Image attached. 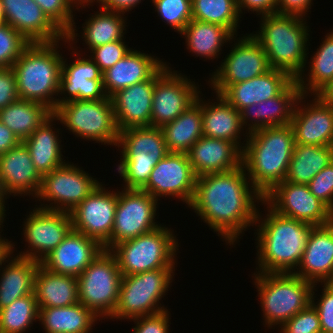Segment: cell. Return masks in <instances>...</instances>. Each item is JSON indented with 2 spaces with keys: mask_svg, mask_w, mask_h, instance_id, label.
<instances>
[{
  "mask_svg": "<svg viewBox=\"0 0 333 333\" xmlns=\"http://www.w3.org/2000/svg\"><path fill=\"white\" fill-rule=\"evenodd\" d=\"M6 201H5V199L2 197V195H1V193H0V227H3L4 225V223H3V221H4V218L6 217L5 215V212H6V210H5V205L4 204H6L5 203Z\"/></svg>",
  "mask_w": 333,
  "mask_h": 333,
  "instance_id": "94428289",
  "label": "cell"
},
{
  "mask_svg": "<svg viewBox=\"0 0 333 333\" xmlns=\"http://www.w3.org/2000/svg\"><path fill=\"white\" fill-rule=\"evenodd\" d=\"M52 115L45 104L18 99L0 110V121L23 142Z\"/></svg>",
  "mask_w": 333,
  "mask_h": 333,
  "instance_id": "74e56055",
  "label": "cell"
},
{
  "mask_svg": "<svg viewBox=\"0 0 333 333\" xmlns=\"http://www.w3.org/2000/svg\"><path fill=\"white\" fill-rule=\"evenodd\" d=\"M294 274L313 284L333 283V221L312 227Z\"/></svg>",
  "mask_w": 333,
  "mask_h": 333,
  "instance_id": "4316f807",
  "label": "cell"
},
{
  "mask_svg": "<svg viewBox=\"0 0 333 333\" xmlns=\"http://www.w3.org/2000/svg\"><path fill=\"white\" fill-rule=\"evenodd\" d=\"M164 225L115 245L110 252L117 260L122 275H134L150 270L175 268L178 239ZM176 261V262H175Z\"/></svg>",
  "mask_w": 333,
  "mask_h": 333,
  "instance_id": "ba28073f",
  "label": "cell"
},
{
  "mask_svg": "<svg viewBox=\"0 0 333 333\" xmlns=\"http://www.w3.org/2000/svg\"><path fill=\"white\" fill-rule=\"evenodd\" d=\"M295 147L291 125L263 127L248 133L242 165L251 184L264 196L286 178Z\"/></svg>",
  "mask_w": 333,
  "mask_h": 333,
  "instance_id": "3957f363",
  "label": "cell"
},
{
  "mask_svg": "<svg viewBox=\"0 0 333 333\" xmlns=\"http://www.w3.org/2000/svg\"><path fill=\"white\" fill-rule=\"evenodd\" d=\"M280 333H320L322 332L318 313L310 303L287 322L280 326Z\"/></svg>",
  "mask_w": 333,
  "mask_h": 333,
  "instance_id": "7dc6e473",
  "label": "cell"
},
{
  "mask_svg": "<svg viewBox=\"0 0 333 333\" xmlns=\"http://www.w3.org/2000/svg\"><path fill=\"white\" fill-rule=\"evenodd\" d=\"M174 271L175 268H162L122 275L118 302L110 319L131 320L167 310L159 300L169 291Z\"/></svg>",
  "mask_w": 333,
  "mask_h": 333,
  "instance_id": "9c48e42d",
  "label": "cell"
},
{
  "mask_svg": "<svg viewBox=\"0 0 333 333\" xmlns=\"http://www.w3.org/2000/svg\"><path fill=\"white\" fill-rule=\"evenodd\" d=\"M294 79L286 72L271 68L253 79L231 86H211L229 104L241 112L244 108L279 95Z\"/></svg>",
  "mask_w": 333,
  "mask_h": 333,
  "instance_id": "d4e9b609",
  "label": "cell"
},
{
  "mask_svg": "<svg viewBox=\"0 0 333 333\" xmlns=\"http://www.w3.org/2000/svg\"><path fill=\"white\" fill-rule=\"evenodd\" d=\"M70 162L42 176L35 200L40 209L71 213L101 182ZM47 203H50L49 205Z\"/></svg>",
  "mask_w": 333,
  "mask_h": 333,
  "instance_id": "7c38bea8",
  "label": "cell"
},
{
  "mask_svg": "<svg viewBox=\"0 0 333 333\" xmlns=\"http://www.w3.org/2000/svg\"><path fill=\"white\" fill-rule=\"evenodd\" d=\"M117 147L122 150L117 170L125 189L141 190L156 163L169 153L161 128L152 126L121 130Z\"/></svg>",
  "mask_w": 333,
  "mask_h": 333,
  "instance_id": "8992f818",
  "label": "cell"
},
{
  "mask_svg": "<svg viewBox=\"0 0 333 333\" xmlns=\"http://www.w3.org/2000/svg\"><path fill=\"white\" fill-rule=\"evenodd\" d=\"M14 246L11 242V253L0 266V309L18 298L34 293V278L41 264L30 258L13 256Z\"/></svg>",
  "mask_w": 333,
  "mask_h": 333,
  "instance_id": "1f68e13d",
  "label": "cell"
},
{
  "mask_svg": "<svg viewBox=\"0 0 333 333\" xmlns=\"http://www.w3.org/2000/svg\"><path fill=\"white\" fill-rule=\"evenodd\" d=\"M54 121L56 122V117L52 115L23 141L41 176L66 163L62 155L63 146L60 145L62 141L59 137L60 129L53 127Z\"/></svg>",
  "mask_w": 333,
  "mask_h": 333,
  "instance_id": "d6a6232c",
  "label": "cell"
},
{
  "mask_svg": "<svg viewBox=\"0 0 333 333\" xmlns=\"http://www.w3.org/2000/svg\"><path fill=\"white\" fill-rule=\"evenodd\" d=\"M88 57L79 56L70 64L63 57L58 95L64 97L57 98L56 108L73 100L97 101L109 98L104 90L99 66Z\"/></svg>",
  "mask_w": 333,
  "mask_h": 333,
  "instance_id": "ffe728a7",
  "label": "cell"
},
{
  "mask_svg": "<svg viewBox=\"0 0 333 333\" xmlns=\"http://www.w3.org/2000/svg\"><path fill=\"white\" fill-rule=\"evenodd\" d=\"M34 294L39 309L74 305L79 302L77 277L50 272L40 264L34 278Z\"/></svg>",
  "mask_w": 333,
  "mask_h": 333,
  "instance_id": "836d02e7",
  "label": "cell"
},
{
  "mask_svg": "<svg viewBox=\"0 0 333 333\" xmlns=\"http://www.w3.org/2000/svg\"><path fill=\"white\" fill-rule=\"evenodd\" d=\"M41 180L42 176L35 168L23 142L0 155V193L4 199L12 194L35 197Z\"/></svg>",
  "mask_w": 333,
  "mask_h": 333,
  "instance_id": "cb8c5ba5",
  "label": "cell"
},
{
  "mask_svg": "<svg viewBox=\"0 0 333 333\" xmlns=\"http://www.w3.org/2000/svg\"><path fill=\"white\" fill-rule=\"evenodd\" d=\"M168 68L169 64L165 63L150 79L121 89L110 97L119 131L151 126L155 82Z\"/></svg>",
  "mask_w": 333,
  "mask_h": 333,
  "instance_id": "7402d4cb",
  "label": "cell"
},
{
  "mask_svg": "<svg viewBox=\"0 0 333 333\" xmlns=\"http://www.w3.org/2000/svg\"><path fill=\"white\" fill-rule=\"evenodd\" d=\"M191 6L192 19L219 24L237 37L241 18L237 0H191Z\"/></svg>",
  "mask_w": 333,
  "mask_h": 333,
  "instance_id": "b9f144b4",
  "label": "cell"
},
{
  "mask_svg": "<svg viewBox=\"0 0 333 333\" xmlns=\"http://www.w3.org/2000/svg\"><path fill=\"white\" fill-rule=\"evenodd\" d=\"M77 3V6H80L81 8H86V5L90 6L92 3L96 2V0H74Z\"/></svg>",
  "mask_w": 333,
  "mask_h": 333,
  "instance_id": "6125c7cd",
  "label": "cell"
},
{
  "mask_svg": "<svg viewBox=\"0 0 333 333\" xmlns=\"http://www.w3.org/2000/svg\"><path fill=\"white\" fill-rule=\"evenodd\" d=\"M5 24L4 16H0V27Z\"/></svg>",
  "mask_w": 333,
  "mask_h": 333,
  "instance_id": "e7e4bbea",
  "label": "cell"
},
{
  "mask_svg": "<svg viewBox=\"0 0 333 333\" xmlns=\"http://www.w3.org/2000/svg\"><path fill=\"white\" fill-rule=\"evenodd\" d=\"M118 191V202L110 240L103 250L155 230L161 224L155 222L158 200L140 189ZM158 223V224H157Z\"/></svg>",
  "mask_w": 333,
  "mask_h": 333,
  "instance_id": "4fadbf2b",
  "label": "cell"
},
{
  "mask_svg": "<svg viewBox=\"0 0 333 333\" xmlns=\"http://www.w3.org/2000/svg\"><path fill=\"white\" fill-rule=\"evenodd\" d=\"M170 314L167 309L157 314L131 319L136 325L133 333H170Z\"/></svg>",
  "mask_w": 333,
  "mask_h": 333,
  "instance_id": "816d5d0a",
  "label": "cell"
},
{
  "mask_svg": "<svg viewBox=\"0 0 333 333\" xmlns=\"http://www.w3.org/2000/svg\"><path fill=\"white\" fill-rule=\"evenodd\" d=\"M98 320L101 319L80 302L39 309V322L45 333H91Z\"/></svg>",
  "mask_w": 333,
  "mask_h": 333,
  "instance_id": "d590c367",
  "label": "cell"
},
{
  "mask_svg": "<svg viewBox=\"0 0 333 333\" xmlns=\"http://www.w3.org/2000/svg\"><path fill=\"white\" fill-rule=\"evenodd\" d=\"M301 95L297 81L293 80L276 97L244 108L240 112L243 127L249 133L263 127L290 124L296 103Z\"/></svg>",
  "mask_w": 333,
  "mask_h": 333,
  "instance_id": "83f0119b",
  "label": "cell"
},
{
  "mask_svg": "<svg viewBox=\"0 0 333 333\" xmlns=\"http://www.w3.org/2000/svg\"><path fill=\"white\" fill-rule=\"evenodd\" d=\"M197 177L234 170L242 165V151L231 141L202 136L187 152Z\"/></svg>",
  "mask_w": 333,
  "mask_h": 333,
  "instance_id": "f1b7e54d",
  "label": "cell"
},
{
  "mask_svg": "<svg viewBox=\"0 0 333 333\" xmlns=\"http://www.w3.org/2000/svg\"><path fill=\"white\" fill-rule=\"evenodd\" d=\"M263 204L267 206L268 213L263 217L260 209L257 212L256 264L259 267L254 273H294L301 262L313 225L279 215L264 201Z\"/></svg>",
  "mask_w": 333,
  "mask_h": 333,
  "instance_id": "7a4b0ae2",
  "label": "cell"
},
{
  "mask_svg": "<svg viewBox=\"0 0 333 333\" xmlns=\"http://www.w3.org/2000/svg\"><path fill=\"white\" fill-rule=\"evenodd\" d=\"M234 39L237 41H234L230 53L209 78L211 86H231L253 79L271 69L264 48L251 34Z\"/></svg>",
  "mask_w": 333,
  "mask_h": 333,
  "instance_id": "ac0fdd59",
  "label": "cell"
},
{
  "mask_svg": "<svg viewBox=\"0 0 333 333\" xmlns=\"http://www.w3.org/2000/svg\"><path fill=\"white\" fill-rule=\"evenodd\" d=\"M202 98L197 97L187 110L161 127L169 152L187 153L203 136Z\"/></svg>",
  "mask_w": 333,
  "mask_h": 333,
  "instance_id": "e575fe53",
  "label": "cell"
},
{
  "mask_svg": "<svg viewBox=\"0 0 333 333\" xmlns=\"http://www.w3.org/2000/svg\"><path fill=\"white\" fill-rule=\"evenodd\" d=\"M306 97L302 94L298 99L290 122L295 144L330 146L333 141V106L322 102L316 95L306 105Z\"/></svg>",
  "mask_w": 333,
  "mask_h": 333,
  "instance_id": "44dd1931",
  "label": "cell"
},
{
  "mask_svg": "<svg viewBox=\"0 0 333 333\" xmlns=\"http://www.w3.org/2000/svg\"><path fill=\"white\" fill-rule=\"evenodd\" d=\"M313 0H277V13L298 15L305 18ZM310 6V7H309Z\"/></svg>",
  "mask_w": 333,
  "mask_h": 333,
  "instance_id": "11a10c76",
  "label": "cell"
},
{
  "mask_svg": "<svg viewBox=\"0 0 333 333\" xmlns=\"http://www.w3.org/2000/svg\"><path fill=\"white\" fill-rule=\"evenodd\" d=\"M97 2L101 4L100 8L125 14L140 4L141 0H96L95 3Z\"/></svg>",
  "mask_w": 333,
  "mask_h": 333,
  "instance_id": "9f6ffc18",
  "label": "cell"
},
{
  "mask_svg": "<svg viewBox=\"0 0 333 333\" xmlns=\"http://www.w3.org/2000/svg\"><path fill=\"white\" fill-rule=\"evenodd\" d=\"M125 43L123 40H118L97 46L90 50V58L99 66L100 71L103 73L131 50Z\"/></svg>",
  "mask_w": 333,
  "mask_h": 333,
  "instance_id": "681fc988",
  "label": "cell"
},
{
  "mask_svg": "<svg viewBox=\"0 0 333 333\" xmlns=\"http://www.w3.org/2000/svg\"><path fill=\"white\" fill-rule=\"evenodd\" d=\"M30 44L10 25L0 27V68L12 67L23 50Z\"/></svg>",
  "mask_w": 333,
  "mask_h": 333,
  "instance_id": "bcb514c9",
  "label": "cell"
},
{
  "mask_svg": "<svg viewBox=\"0 0 333 333\" xmlns=\"http://www.w3.org/2000/svg\"><path fill=\"white\" fill-rule=\"evenodd\" d=\"M307 185L310 192L333 212V161Z\"/></svg>",
  "mask_w": 333,
  "mask_h": 333,
  "instance_id": "f907efd6",
  "label": "cell"
},
{
  "mask_svg": "<svg viewBox=\"0 0 333 333\" xmlns=\"http://www.w3.org/2000/svg\"><path fill=\"white\" fill-rule=\"evenodd\" d=\"M47 15V17L65 34L64 44L70 45L71 50L78 53L77 48L74 49L73 43L77 42L78 33L75 29L74 14L75 9H80L74 0H34ZM75 7V8H74ZM76 40V41H75ZM72 41V42H71ZM75 41V42H74ZM71 42V43H70ZM72 44V45H71ZM73 48V49H72Z\"/></svg>",
  "mask_w": 333,
  "mask_h": 333,
  "instance_id": "ee69618b",
  "label": "cell"
},
{
  "mask_svg": "<svg viewBox=\"0 0 333 333\" xmlns=\"http://www.w3.org/2000/svg\"><path fill=\"white\" fill-rule=\"evenodd\" d=\"M237 6L240 14L245 9L261 16L277 13V0H237Z\"/></svg>",
  "mask_w": 333,
  "mask_h": 333,
  "instance_id": "db71d44e",
  "label": "cell"
},
{
  "mask_svg": "<svg viewBox=\"0 0 333 333\" xmlns=\"http://www.w3.org/2000/svg\"><path fill=\"white\" fill-rule=\"evenodd\" d=\"M1 3L5 23L30 43H50L65 37L34 0H1Z\"/></svg>",
  "mask_w": 333,
  "mask_h": 333,
  "instance_id": "603a6c76",
  "label": "cell"
},
{
  "mask_svg": "<svg viewBox=\"0 0 333 333\" xmlns=\"http://www.w3.org/2000/svg\"><path fill=\"white\" fill-rule=\"evenodd\" d=\"M332 161L330 146L295 144L284 181L307 185Z\"/></svg>",
  "mask_w": 333,
  "mask_h": 333,
  "instance_id": "f35d334b",
  "label": "cell"
},
{
  "mask_svg": "<svg viewBox=\"0 0 333 333\" xmlns=\"http://www.w3.org/2000/svg\"><path fill=\"white\" fill-rule=\"evenodd\" d=\"M6 237H1L0 234V266L3 260L11 253V242Z\"/></svg>",
  "mask_w": 333,
  "mask_h": 333,
  "instance_id": "91938a15",
  "label": "cell"
},
{
  "mask_svg": "<svg viewBox=\"0 0 333 333\" xmlns=\"http://www.w3.org/2000/svg\"><path fill=\"white\" fill-rule=\"evenodd\" d=\"M253 275L264 316L262 322L269 329L281 326L311 303L314 284L294 273Z\"/></svg>",
  "mask_w": 333,
  "mask_h": 333,
  "instance_id": "52a82bcc",
  "label": "cell"
},
{
  "mask_svg": "<svg viewBox=\"0 0 333 333\" xmlns=\"http://www.w3.org/2000/svg\"><path fill=\"white\" fill-rule=\"evenodd\" d=\"M53 115L58 123L60 121L76 137L117 146L120 131L111 98L69 101L59 105Z\"/></svg>",
  "mask_w": 333,
  "mask_h": 333,
  "instance_id": "30bf717a",
  "label": "cell"
},
{
  "mask_svg": "<svg viewBox=\"0 0 333 333\" xmlns=\"http://www.w3.org/2000/svg\"><path fill=\"white\" fill-rule=\"evenodd\" d=\"M26 217L23 235L28 248L17 255L38 262L43 261L73 229L71 215L67 212L40 209L37 206Z\"/></svg>",
  "mask_w": 333,
  "mask_h": 333,
  "instance_id": "9a60e30c",
  "label": "cell"
},
{
  "mask_svg": "<svg viewBox=\"0 0 333 333\" xmlns=\"http://www.w3.org/2000/svg\"><path fill=\"white\" fill-rule=\"evenodd\" d=\"M99 11L82 25L81 38L89 51L97 46L125 39L127 22L126 17H123L124 13L103 8H99Z\"/></svg>",
  "mask_w": 333,
  "mask_h": 333,
  "instance_id": "ab89813d",
  "label": "cell"
},
{
  "mask_svg": "<svg viewBox=\"0 0 333 333\" xmlns=\"http://www.w3.org/2000/svg\"><path fill=\"white\" fill-rule=\"evenodd\" d=\"M316 285L317 283L312 288L311 304L318 313L322 332L333 333V283H324L320 299H317L318 301L315 300L317 296H314L316 295L314 291H317Z\"/></svg>",
  "mask_w": 333,
  "mask_h": 333,
  "instance_id": "c3c4849f",
  "label": "cell"
},
{
  "mask_svg": "<svg viewBox=\"0 0 333 333\" xmlns=\"http://www.w3.org/2000/svg\"><path fill=\"white\" fill-rule=\"evenodd\" d=\"M103 185L101 183L70 213L73 230L95 239L102 247L111 238L118 202V191L106 190Z\"/></svg>",
  "mask_w": 333,
  "mask_h": 333,
  "instance_id": "d6986e66",
  "label": "cell"
},
{
  "mask_svg": "<svg viewBox=\"0 0 333 333\" xmlns=\"http://www.w3.org/2000/svg\"><path fill=\"white\" fill-rule=\"evenodd\" d=\"M197 176L187 153L169 152L158 161L150 173L147 184L141 189L152 197H176L190 206L196 187Z\"/></svg>",
  "mask_w": 333,
  "mask_h": 333,
  "instance_id": "2e32d148",
  "label": "cell"
},
{
  "mask_svg": "<svg viewBox=\"0 0 333 333\" xmlns=\"http://www.w3.org/2000/svg\"><path fill=\"white\" fill-rule=\"evenodd\" d=\"M201 94L199 85L169 67L155 82L151 126L161 128L187 110Z\"/></svg>",
  "mask_w": 333,
  "mask_h": 333,
  "instance_id": "e0dca14e",
  "label": "cell"
},
{
  "mask_svg": "<svg viewBox=\"0 0 333 333\" xmlns=\"http://www.w3.org/2000/svg\"><path fill=\"white\" fill-rule=\"evenodd\" d=\"M34 321H39V306L34 293L0 309V333H24Z\"/></svg>",
  "mask_w": 333,
  "mask_h": 333,
  "instance_id": "7bdbcfd3",
  "label": "cell"
},
{
  "mask_svg": "<svg viewBox=\"0 0 333 333\" xmlns=\"http://www.w3.org/2000/svg\"><path fill=\"white\" fill-rule=\"evenodd\" d=\"M315 95L322 102L333 106V79L324 85Z\"/></svg>",
  "mask_w": 333,
  "mask_h": 333,
  "instance_id": "680465c9",
  "label": "cell"
},
{
  "mask_svg": "<svg viewBox=\"0 0 333 333\" xmlns=\"http://www.w3.org/2000/svg\"><path fill=\"white\" fill-rule=\"evenodd\" d=\"M310 59L312 61L306 62L309 66H305V70L306 67L309 68L308 75L306 76L303 72L296 80L301 93L307 96L315 95L333 79V29L326 34L321 45Z\"/></svg>",
  "mask_w": 333,
  "mask_h": 333,
  "instance_id": "60d3db41",
  "label": "cell"
},
{
  "mask_svg": "<svg viewBox=\"0 0 333 333\" xmlns=\"http://www.w3.org/2000/svg\"><path fill=\"white\" fill-rule=\"evenodd\" d=\"M330 147H331L332 158H333V141L331 142V145H330Z\"/></svg>",
  "mask_w": 333,
  "mask_h": 333,
  "instance_id": "03108f58",
  "label": "cell"
},
{
  "mask_svg": "<svg viewBox=\"0 0 333 333\" xmlns=\"http://www.w3.org/2000/svg\"><path fill=\"white\" fill-rule=\"evenodd\" d=\"M18 99L19 94L13 68H0V110Z\"/></svg>",
  "mask_w": 333,
  "mask_h": 333,
  "instance_id": "f5cc1de1",
  "label": "cell"
},
{
  "mask_svg": "<svg viewBox=\"0 0 333 333\" xmlns=\"http://www.w3.org/2000/svg\"><path fill=\"white\" fill-rule=\"evenodd\" d=\"M215 95L217 102L214 103L202 99L203 136L229 140L242 151L248 132L244 131L240 112L221 95ZM240 132H246V136ZM241 135L245 137L242 141L244 144L241 142Z\"/></svg>",
  "mask_w": 333,
  "mask_h": 333,
  "instance_id": "4dcf8cb0",
  "label": "cell"
},
{
  "mask_svg": "<svg viewBox=\"0 0 333 333\" xmlns=\"http://www.w3.org/2000/svg\"><path fill=\"white\" fill-rule=\"evenodd\" d=\"M60 41L30 43L12 65L16 76L19 99L45 104L56 109L63 56ZM55 95V97H54Z\"/></svg>",
  "mask_w": 333,
  "mask_h": 333,
  "instance_id": "5b68a950",
  "label": "cell"
},
{
  "mask_svg": "<svg viewBox=\"0 0 333 333\" xmlns=\"http://www.w3.org/2000/svg\"><path fill=\"white\" fill-rule=\"evenodd\" d=\"M19 138L0 121V155L18 146Z\"/></svg>",
  "mask_w": 333,
  "mask_h": 333,
  "instance_id": "6f0895ef",
  "label": "cell"
},
{
  "mask_svg": "<svg viewBox=\"0 0 333 333\" xmlns=\"http://www.w3.org/2000/svg\"><path fill=\"white\" fill-rule=\"evenodd\" d=\"M305 19L279 13L261 16L260 29L250 33L264 48L270 67L286 72L294 80L306 72L308 61L310 30Z\"/></svg>",
  "mask_w": 333,
  "mask_h": 333,
  "instance_id": "277c9868",
  "label": "cell"
},
{
  "mask_svg": "<svg viewBox=\"0 0 333 333\" xmlns=\"http://www.w3.org/2000/svg\"><path fill=\"white\" fill-rule=\"evenodd\" d=\"M263 200L277 214L313 226L333 221V212L310 192L308 185L283 181L265 194Z\"/></svg>",
  "mask_w": 333,
  "mask_h": 333,
  "instance_id": "5bb4252c",
  "label": "cell"
},
{
  "mask_svg": "<svg viewBox=\"0 0 333 333\" xmlns=\"http://www.w3.org/2000/svg\"><path fill=\"white\" fill-rule=\"evenodd\" d=\"M166 62L132 49L102 73L104 90L110 98L117 91L150 79Z\"/></svg>",
  "mask_w": 333,
  "mask_h": 333,
  "instance_id": "f546056e",
  "label": "cell"
},
{
  "mask_svg": "<svg viewBox=\"0 0 333 333\" xmlns=\"http://www.w3.org/2000/svg\"><path fill=\"white\" fill-rule=\"evenodd\" d=\"M0 16H4L3 6L0 0Z\"/></svg>",
  "mask_w": 333,
  "mask_h": 333,
  "instance_id": "be15d7a7",
  "label": "cell"
},
{
  "mask_svg": "<svg viewBox=\"0 0 333 333\" xmlns=\"http://www.w3.org/2000/svg\"><path fill=\"white\" fill-rule=\"evenodd\" d=\"M184 37L186 48L198 57L210 60L218 58L224 43L235 37L227 28L215 23L192 19L180 33ZM221 51V52H220Z\"/></svg>",
  "mask_w": 333,
  "mask_h": 333,
  "instance_id": "8d00e7d4",
  "label": "cell"
},
{
  "mask_svg": "<svg viewBox=\"0 0 333 333\" xmlns=\"http://www.w3.org/2000/svg\"><path fill=\"white\" fill-rule=\"evenodd\" d=\"M79 302L101 320L116 308L122 274L114 255L103 250L77 277Z\"/></svg>",
  "mask_w": 333,
  "mask_h": 333,
  "instance_id": "8fae6325",
  "label": "cell"
},
{
  "mask_svg": "<svg viewBox=\"0 0 333 333\" xmlns=\"http://www.w3.org/2000/svg\"><path fill=\"white\" fill-rule=\"evenodd\" d=\"M102 251L95 239L72 229L40 263L50 272L78 277Z\"/></svg>",
  "mask_w": 333,
  "mask_h": 333,
  "instance_id": "484cf974",
  "label": "cell"
},
{
  "mask_svg": "<svg viewBox=\"0 0 333 333\" xmlns=\"http://www.w3.org/2000/svg\"><path fill=\"white\" fill-rule=\"evenodd\" d=\"M263 201V195L251 184L241 165L228 172L197 177L189 208L232 246L248 227L255 226V203Z\"/></svg>",
  "mask_w": 333,
  "mask_h": 333,
  "instance_id": "6da1fadb",
  "label": "cell"
},
{
  "mask_svg": "<svg viewBox=\"0 0 333 333\" xmlns=\"http://www.w3.org/2000/svg\"><path fill=\"white\" fill-rule=\"evenodd\" d=\"M152 3L162 21L178 34L192 20L191 0H152Z\"/></svg>",
  "mask_w": 333,
  "mask_h": 333,
  "instance_id": "f6af8a7d",
  "label": "cell"
}]
</instances>
